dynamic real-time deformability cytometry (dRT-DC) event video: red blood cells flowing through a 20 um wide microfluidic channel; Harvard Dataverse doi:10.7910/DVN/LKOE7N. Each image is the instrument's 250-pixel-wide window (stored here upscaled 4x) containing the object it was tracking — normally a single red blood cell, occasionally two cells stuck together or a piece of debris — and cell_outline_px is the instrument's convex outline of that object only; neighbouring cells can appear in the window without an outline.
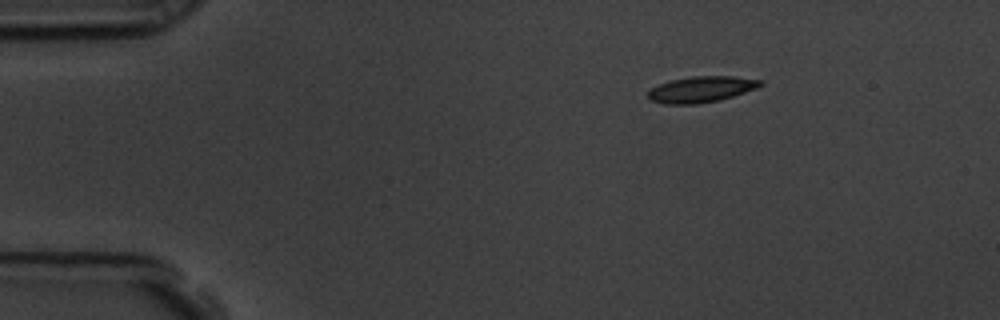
{"species": "common noctule bat (a hibernating species)", "species_latin": "Nyctalus noctula", "temperature_condition": "room temperature", "stored_images_in_passage": 42, "camera_frame_rate_fps": 3000, "um_per_image_px": 0.085, "animal": {"sex": "male", "body_mass_g": 19.5, "forearm_length_mm": 54.6}, "frame": {"image": 1, "passage_image": 1, "time_ms": 0.0, "image_size_px": [1000, 320], "cell_outline_px": [[764, 84], [756, 88], [720, 100], [696, 104], [664, 104], [648, 100], [648, 92], [652, 88], [660, 84], [672, 80], [692, 76], [732, 76], [764, 80]], "centroid_in_image_um": [59.61, 7.59], "position_along_channel_um": 25.4, "area_um2": 16.99}}
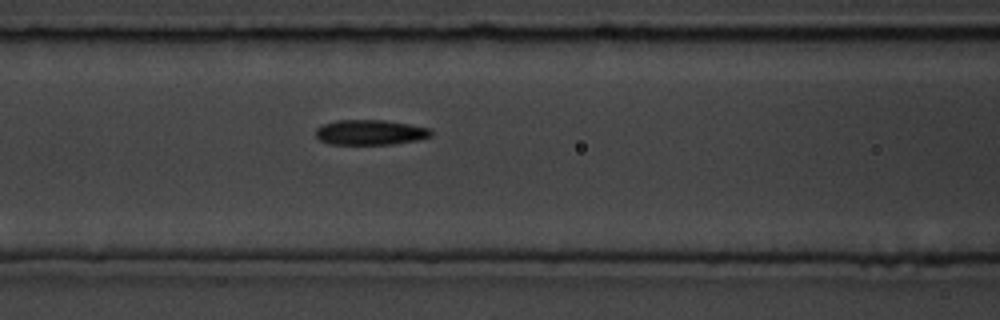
{"frame": {"image": 2, "passage_image": 16, "time_ms": 5.0, "image_size_px": [1000, 320], "cell_outline_px": [[432, 136], [416, 140], [392, 144], [328, 144], [320, 140], [316, 136], [316, 128], [320, 124], [336, 120], [384, 120], [432, 128]], "centroid_in_image_um": [31.45, 11.24], "position_along_channel_um": 135.2, "area_um2": 16.99}}
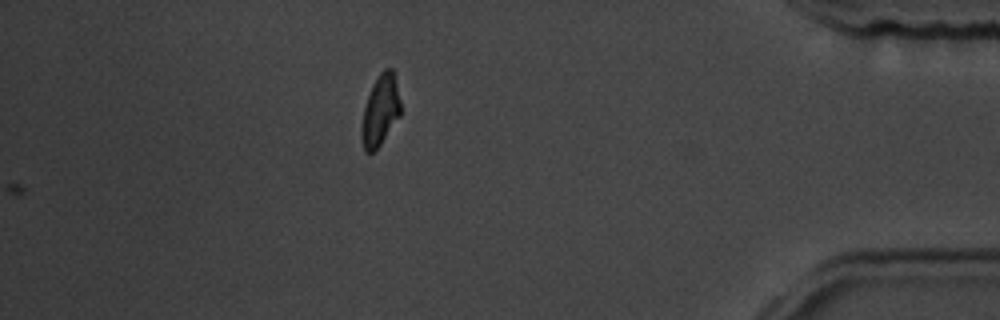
{"frame": {"image": 3, "passage_image": 42, "time_ms": 13.667, "image_size_px": [1000, 320], "cell_outline_px": [[400, 116], [380, 144], [372, 152], [364, 152], [360, 136], [360, 128], [364, 108], [372, 84], [380, 72], [384, 68], [392, 68], [400, 100]], "centroid_in_image_um": [32.3, 9.4], "position_along_channel_um": 402.9, "area_um2": 16.01}, "authors_computed_cell_mechanics": {"area_um2": 17.051, "velocity_mm_per_s": 3.5928, "shape_relaxation_time_tau1_ms": 6.5033, "shape_relaxation_time_tau2_ms": 4.0286, "deformation_change_tau1": 0.1778, "deformation_change_tau2": 0.1077}}